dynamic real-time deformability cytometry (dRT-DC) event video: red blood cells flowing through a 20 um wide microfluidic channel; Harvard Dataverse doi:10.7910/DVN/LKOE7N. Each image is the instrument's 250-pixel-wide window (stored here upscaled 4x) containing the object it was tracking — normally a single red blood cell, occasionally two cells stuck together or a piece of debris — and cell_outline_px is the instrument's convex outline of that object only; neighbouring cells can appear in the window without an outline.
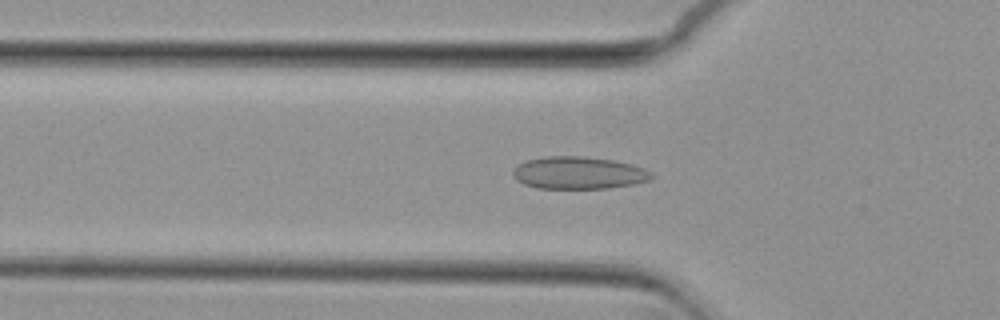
{"species": "common noctule bat (a hibernating species)", "species_latin": "Nyctalus noctula", "temperature_condition": "cold", "stored_images_in_passage": 45, "camera_frame_rate_fps": 3000, "um_per_image_px": 0.085, "animal": {"sex": "female", "body_mass_g": 29.2, "forearm_length_mm": 56.3}, "frame": {"image": 1, "passage_image": 8, "time_ms": 2.333, "image_size_px": [1000, 320], "cell_outline_px": [[656, 176], [648, 180], [632, 184], [608, 188], [536, 188], [524, 184], [516, 180], [512, 176], [512, 172], [524, 160], [544, 156], [584, 156], [612, 160], [632, 164], [644, 168], [652, 172]], "centroid_in_image_um": [49.17, 14.69], "position_along_channel_um": 76.6, "area_um2": 26.24}}
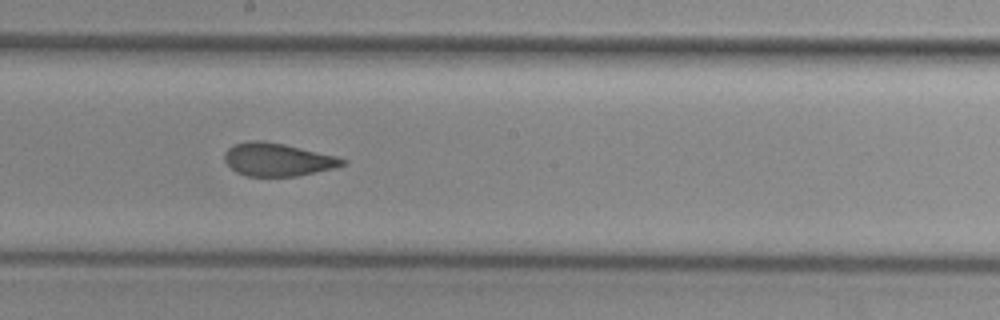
{"frame": {"image": 2, "passage_image": 20, "time_ms": 6.333, "image_size_px": [1000, 320], "cell_outline_px": [[348, 160], [344, 164], [336, 168], [296, 176], [248, 176], [236, 172], [224, 160], [224, 152], [228, 148], [236, 144], [248, 140], [260, 140], [284, 144], [336, 156]], "centroid_in_image_um": [23.59, 13.56], "position_along_channel_um": 224.6, "area_um2": 22.6}}
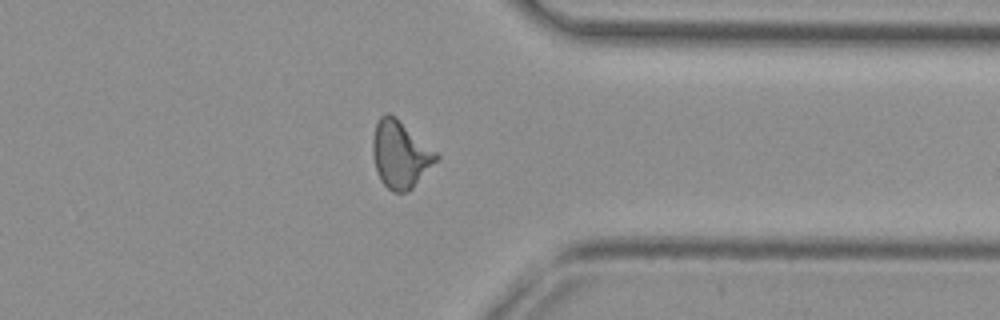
{"frame": {"image": 3, "passage_image": 33, "time_ms": 10.667, "image_size_px": [1000, 320], "cell_outline_px": [[440, 156], [412, 188], [408, 192], [392, 192], [380, 180], [372, 156], [372, 136], [376, 124], [380, 116], [388, 112], [396, 116], [436, 152]], "centroid_in_image_um": [33.99, 13.1], "position_along_channel_um": 377.4, "area_um2": 24.74}, "authors_computed_cell_mechanics": {"area_um2": 23.698, "velocity_mm_per_s": 3.6812, "shape_relaxation_time_tau1_ms": null, "shape_relaxation_time_tau2_ms": 2.0455, "deformation_change_tau1": null, "deformation_change_tau2": 0.0609}}